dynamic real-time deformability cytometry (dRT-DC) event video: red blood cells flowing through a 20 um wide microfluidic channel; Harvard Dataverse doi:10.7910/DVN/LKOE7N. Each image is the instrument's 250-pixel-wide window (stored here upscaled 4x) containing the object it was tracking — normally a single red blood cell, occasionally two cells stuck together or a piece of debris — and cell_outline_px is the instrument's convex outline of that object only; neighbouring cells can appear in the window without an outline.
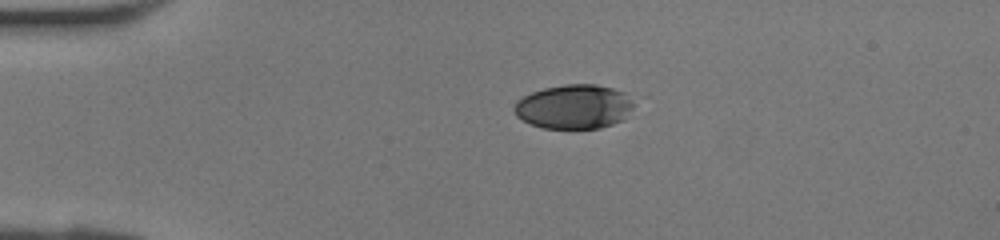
{"species": "human", "species_latin": "Homo sapiens", "temperature_condition": "room temperature", "stored_images_in_passage": 33, "camera_frame_rate_fps": 3000, "um_per_image_px": 0.085, "donor": {"sex": "female"}, "frame": {"image": 1, "passage_image": 1, "time_ms": 0.0, "image_size_px": [1000, 240], "cell_outline_px": [[636, 104], [624, 120], [600, 128], [544, 128], [532, 124], [516, 116], [512, 108], [524, 96], [532, 92], [544, 88], [564, 84], [596, 84], [612, 88], [624, 92]], "centroid_in_image_um": [48.83, 9.06], "position_along_channel_um": 36.2, "area_um2": 30.87}}
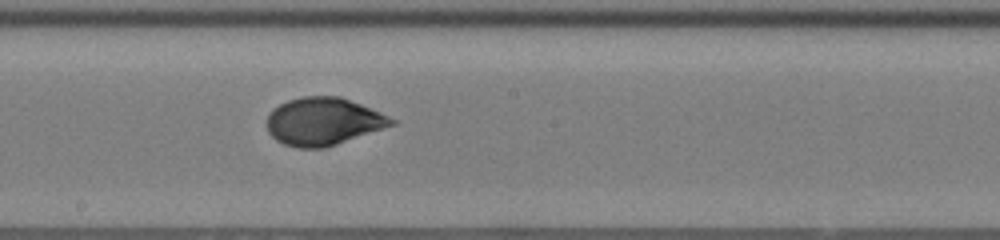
{"frame": {"image": 2, "passage_image": 15, "time_ms": 4.667, "image_size_px": [1000, 240], "cell_outline_px": [[396, 124], [324, 148], [296, 148], [284, 144], [276, 140], [268, 132], [264, 124], [272, 108], [288, 100], [304, 96], [340, 96], [380, 112], [396, 120]], "centroid_in_image_um": [27.43, 10.32], "position_along_channel_um": 220.8, "area_um2": 34.62}}
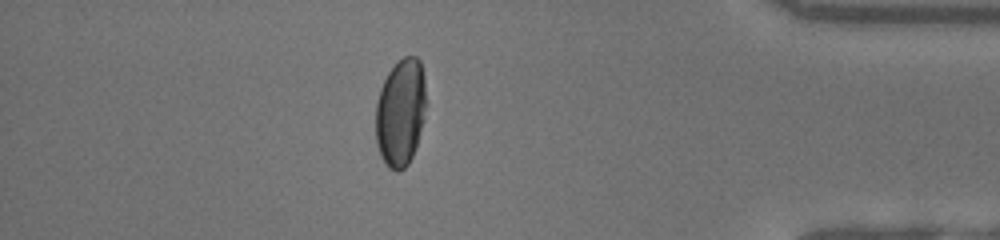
{"frame": {"image": 3, "passage_image": 28, "time_ms": 9.0, "image_size_px": [1000, 240], "cell_outline_px": [[424, 120], [416, 148], [408, 164], [400, 172], [396, 172], [388, 168], [380, 156], [376, 144], [376, 104], [380, 88], [388, 72], [404, 56], [416, 56], [420, 60], [424, 76]], "centroid_in_image_um": [34.03, 9.6], "position_along_channel_um": 401.2, "area_um2": 31.67}}